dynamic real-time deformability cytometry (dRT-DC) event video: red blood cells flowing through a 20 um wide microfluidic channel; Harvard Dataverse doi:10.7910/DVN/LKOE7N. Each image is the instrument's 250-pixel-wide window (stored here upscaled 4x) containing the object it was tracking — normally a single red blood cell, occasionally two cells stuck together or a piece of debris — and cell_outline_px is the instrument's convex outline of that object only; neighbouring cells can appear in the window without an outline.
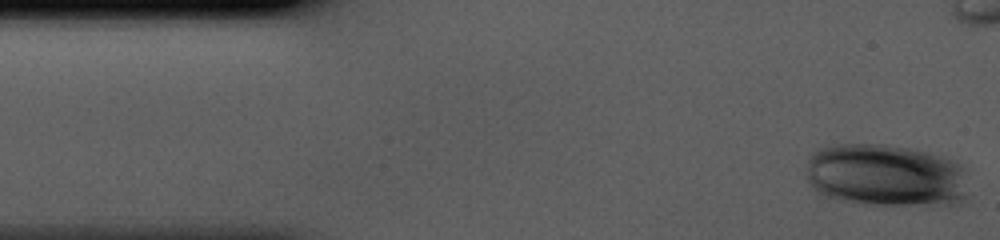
{"species": "human", "species_latin": "Homo sapiens", "temperature_condition": "cold", "stored_images_in_passage": 37, "camera_frame_rate_fps": 3000, "um_per_image_px": 0.085, "donor": {"sex": "male"}, "frame": {"image": 1, "passage_image": 1, "time_ms": 0.0, "image_size_px": [1000, 240], "cell_outline_px": [[968, 196], [960, 204], [932, 208], [928, 208], [876, 204], [836, 200], [824, 196], [816, 192], [808, 184], [808, 160], [812, 152], [816, 148], [836, 144], [884, 144], [908, 148], [928, 152], [952, 160], [960, 164], [964, 168]], "centroid_in_image_um": [75.34, 14.95], "position_along_channel_um": 9.7, "area_um2": 60.92}}
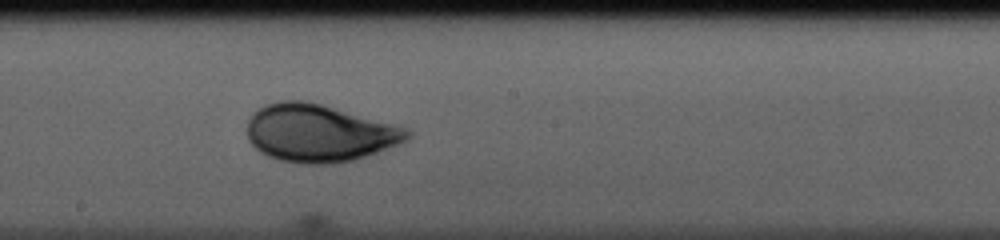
{"frame": {"image": 2, "passage_image": 22, "time_ms": 7.0, "image_size_px": [1000, 240], "cell_outline_px": [[412, 136], [408, 140], [376, 152], [352, 160], [328, 164], [300, 164], [280, 160], [268, 156], [260, 152], [248, 140], [248, 120], [252, 112], [268, 104], [280, 100], [304, 100], [320, 104], [408, 128], [412, 132]], "centroid_in_image_um": [27.11, 11.32], "position_along_channel_um": 221.1, "area_um2": 53.41}}
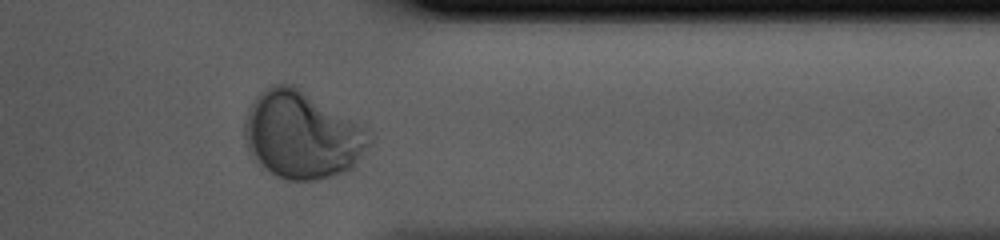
{"frame": {"image": 3, "passage_image": 34, "time_ms": 11.0, "image_size_px": [1000, 240], "cell_outline_px": [[372, 144], [352, 168], [344, 172], [312, 180], [288, 180], [276, 176], [248, 152], [244, 136], [244, 120], [248, 108], [252, 100], [260, 92], [272, 84], [292, 84], [300, 88], [368, 128], [372, 132]], "centroid_in_image_um": [25.69, 11.45], "position_along_channel_um": 385.7, "area_um2": 63.64}}